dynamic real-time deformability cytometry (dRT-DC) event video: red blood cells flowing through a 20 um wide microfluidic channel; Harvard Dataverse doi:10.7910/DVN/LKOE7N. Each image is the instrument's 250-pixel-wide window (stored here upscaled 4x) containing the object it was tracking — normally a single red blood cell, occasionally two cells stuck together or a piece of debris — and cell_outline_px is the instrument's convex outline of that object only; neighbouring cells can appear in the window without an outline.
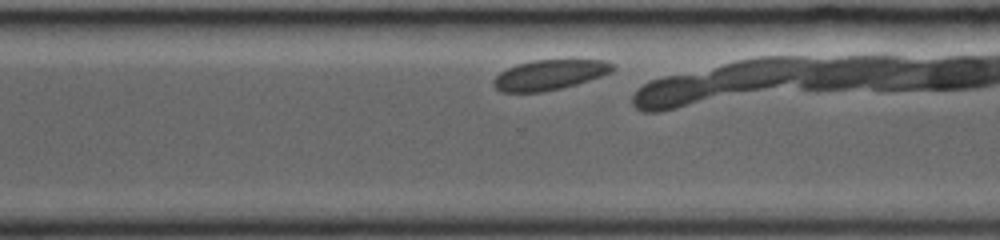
{"species": "common noctule bat (a hibernating species)", "species_latin": "Nyctalus noctula", "temperature_condition": "room temperature", "stored_images_in_passage": 18, "camera_frame_rate_fps": 3000, "um_per_image_px": 0.085, "animal": {"sex": "female", "body_mass_g": 19.0, "forearm_length_mm": 53.3}, "frame": {"image": 1, "passage_image": 16, "time_ms": 5.0, "image_size_px": [1000, 240], "cell_outline_px": [[612, 68], [608, 72], [600, 76], [576, 84], [560, 88], [540, 92], [500, 92], [492, 84], [492, 80], [500, 72], [516, 64], [532, 60], [604, 60], [612, 64]], "centroid_in_image_um": [46.62, 6.36], "position_along_channel_um": 324.0, "area_um2": 20.58}}